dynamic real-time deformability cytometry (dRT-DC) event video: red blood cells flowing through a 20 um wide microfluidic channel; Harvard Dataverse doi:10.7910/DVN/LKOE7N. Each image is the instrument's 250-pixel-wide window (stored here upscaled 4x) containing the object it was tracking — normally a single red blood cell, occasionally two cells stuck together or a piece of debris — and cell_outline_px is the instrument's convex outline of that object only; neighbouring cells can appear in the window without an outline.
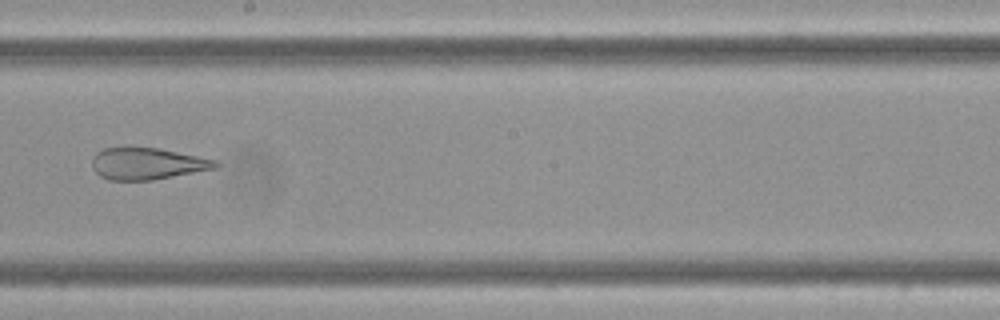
{"species": "Egyptian fruit bat (a non-hibernating species)", "species_latin": "Rousettus aegyptiacus", "temperature_condition": "cold", "stored_images_in_passage": 8, "camera_frame_rate_fps": 3000, "um_per_image_px": 0.085, "frame": {"image": 1, "passage_image": 6, "time_ms": 1.667, "image_size_px": [1000, 320], "cell_outline_px": [[220, 164], [216, 168], [152, 180], [108, 180], [100, 176], [92, 168], [92, 156], [96, 152], [104, 148], [124, 144], [128, 144], [160, 148], [216, 160]], "centroid_in_image_um": [12.44, 13.86], "position_along_channel_um": 235.8, "area_um2": 23.58}}
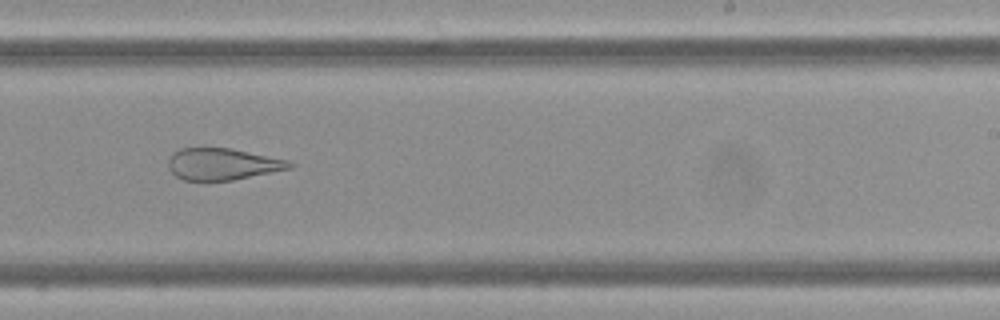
{"frame": {"image": 2, "passage_image": 7, "time_ms": 2.0, "image_size_px": [1000, 320], "cell_outline_px": [[296, 164], [292, 168], [232, 180], [184, 180], [176, 176], [168, 168], [168, 160], [172, 152], [180, 148], [232, 148], [288, 160]], "centroid_in_image_um": [18.91, 13.94], "position_along_channel_um": 270.1, "area_um2": 22.43}}